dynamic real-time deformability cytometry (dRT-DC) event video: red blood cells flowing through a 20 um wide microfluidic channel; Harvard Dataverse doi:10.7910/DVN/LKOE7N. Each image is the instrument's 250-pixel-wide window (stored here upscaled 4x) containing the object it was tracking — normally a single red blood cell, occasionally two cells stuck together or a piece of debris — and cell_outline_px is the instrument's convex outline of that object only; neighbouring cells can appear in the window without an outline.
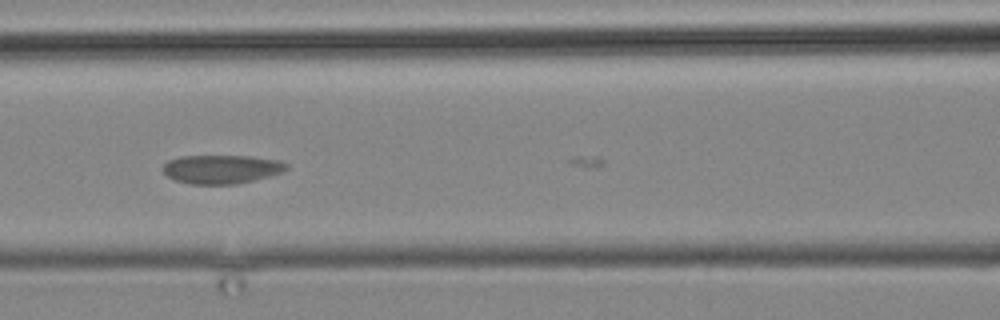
{"species": "common noctule bat (a hibernating species)", "species_latin": "Nyctalus noctula", "temperature_condition": "cold", "stored_images_in_passage": 4, "camera_frame_rate_fps": 3000, "um_per_image_px": 0.085, "animal": {"sex": "male", "body_mass_g": 19.2, "forearm_length_mm": 51.8}, "frame": {"image": 1, "passage_image": 3, "time_ms": 2.333, "image_size_px": [1000, 320], "cell_outline_px": [[288, 168], [284, 172], [236, 184], [188, 184], [176, 180], [168, 176], [164, 172], [164, 164], [168, 160], [180, 156], [248, 156], [280, 160], [288, 164]], "centroid_in_image_um": [18.85, 14.37], "position_along_channel_um": 147.8, "area_um2": 20.63}}